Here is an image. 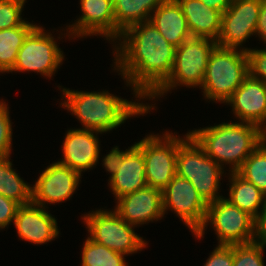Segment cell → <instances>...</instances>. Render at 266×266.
I'll use <instances>...</instances> for the list:
<instances>
[{"label": "cell", "mask_w": 266, "mask_h": 266, "mask_svg": "<svg viewBox=\"0 0 266 266\" xmlns=\"http://www.w3.org/2000/svg\"><path fill=\"white\" fill-rule=\"evenodd\" d=\"M255 35L266 44V0L261 1Z\"/></svg>", "instance_id": "35"}, {"label": "cell", "mask_w": 266, "mask_h": 266, "mask_svg": "<svg viewBox=\"0 0 266 266\" xmlns=\"http://www.w3.org/2000/svg\"><path fill=\"white\" fill-rule=\"evenodd\" d=\"M116 204L114 211L135 227L164 217L162 191L153 187L127 194L117 199Z\"/></svg>", "instance_id": "15"}, {"label": "cell", "mask_w": 266, "mask_h": 266, "mask_svg": "<svg viewBox=\"0 0 266 266\" xmlns=\"http://www.w3.org/2000/svg\"><path fill=\"white\" fill-rule=\"evenodd\" d=\"M210 8H214L221 13H224L231 5L233 0H200Z\"/></svg>", "instance_id": "36"}, {"label": "cell", "mask_w": 266, "mask_h": 266, "mask_svg": "<svg viewBox=\"0 0 266 266\" xmlns=\"http://www.w3.org/2000/svg\"><path fill=\"white\" fill-rule=\"evenodd\" d=\"M217 42L208 38L191 37L175 49V58L169 78L148 98L153 100L176 89L201 87L208 60ZM171 90V91H170Z\"/></svg>", "instance_id": "5"}, {"label": "cell", "mask_w": 266, "mask_h": 266, "mask_svg": "<svg viewBox=\"0 0 266 266\" xmlns=\"http://www.w3.org/2000/svg\"><path fill=\"white\" fill-rule=\"evenodd\" d=\"M116 42L114 71L131 87L136 101H146L169 78L176 47L150 21L128 27Z\"/></svg>", "instance_id": "1"}, {"label": "cell", "mask_w": 266, "mask_h": 266, "mask_svg": "<svg viewBox=\"0 0 266 266\" xmlns=\"http://www.w3.org/2000/svg\"><path fill=\"white\" fill-rule=\"evenodd\" d=\"M81 174L70 167L53 162L40 173L32 187V203L44 208L69 200L81 183Z\"/></svg>", "instance_id": "13"}, {"label": "cell", "mask_w": 266, "mask_h": 266, "mask_svg": "<svg viewBox=\"0 0 266 266\" xmlns=\"http://www.w3.org/2000/svg\"><path fill=\"white\" fill-rule=\"evenodd\" d=\"M164 215L169 210L196 234L204 224L208 204L196 191L191 182L177 174L162 190Z\"/></svg>", "instance_id": "11"}, {"label": "cell", "mask_w": 266, "mask_h": 266, "mask_svg": "<svg viewBox=\"0 0 266 266\" xmlns=\"http://www.w3.org/2000/svg\"><path fill=\"white\" fill-rule=\"evenodd\" d=\"M11 158L0 160V194L20 205L32 202V186L18 175L12 167Z\"/></svg>", "instance_id": "25"}, {"label": "cell", "mask_w": 266, "mask_h": 266, "mask_svg": "<svg viewBox=\"0 0 266 266\" xmlns=\"http://www.w3.org/2000/svg\"><path fill=\"white\" fill-rule=\"evenodd\" d=\"M12 122L8 104L0 101V160L10 157L12 150Z\"/></svg>", "instance_id": "30"}, {"label": "cell", "mask_w": 266, "mask_h": 266, "mask_svg": "<svg viewBox=\"0 0 266 266\" xmlns=\"http://www.w3.org/2000/svg\"><path fill=\"white\" fill-rule=\"evenodd\" d=\"M261 1H232L228 9L222 13L221 32L217 46L246 50L242 44L255 35Z\"/></svg>", "instance_id": "12"}, {"label": "cell", "mask_w": 266, "mask_h": 266, "mask_svg": "<svg viewBox=\"0 0 266 266\" xmlns=\"http://www.w3.org/2000/svg\"><path fill=\"white\" fill-rule=\"evenodd\" d=\"M217 234L218 245L246 244L259 239L258 222L248 213L232 205L225 197L209 203L206 219L201 229L193 234L204 238L208 225Z\"/></svg>", "instance_id": "7"}, {"label": "cell", "mask_w": 266, "mask_h": 266, "mask_svg": "<svg viewBox=\"0 0 266 266\" xmlns=\"http://www.w3.org/2000/svg\"><path fill=\"white\" fill-rule=\"evenodd\" d=\"M190 136L175 132L162 135L149 134L135 144L142 150L145 159L147 186L163 190L176 175L178 147Z\"/></svg>", "instance_id": "9"}, {"label": "cell", "mask_w": 266, "mask_h": 266, "mask_svg": "<svg viewBox=\"0 0 266 266\" xmlns=\"http://www.w3.org/2000/svg\"><path fill=\"white\" fill-rule=\"evenodd\" d=\"M26 0H0V30L22 25L26 20L22 12Z\"/></svg>", "instance_id": "29"}, {"label": "cell", "mask_w": 266, "mask_h": 266, "mask_svg": "<svg viewBox=\"0 0 266 266\" xmlns=\"http://www.w3.org/2000/svg\"><path fill=\"white\" fill-rule=\"evenodd\" d=\"M190 135L223 169L237 172L249 155L266 139V132L248 122H222L189 131Z\"/></svg>", "instance_id": "3"}, {"label": "cell", "mask_w": 266, "mask_h": 266, "mask_svg": "<svg viewBox=\"0 0 266 266\" xmlns=\"http://www.w3.org/2000/svg\"><path fill=\"white\" fill-rule=\"evenodd\" d=\"M81 266H128L125 255L101 245L89 237L82 248Z\"/></svg>", "instance_id": "26"}, {"label": "cell", "mask_w": 266, "mask_h": 266, "mask_svg": "<svg viewBox=\"0 0 266 266\" xmlns=\"http://www.w3.org/2000/svg\"><path fill=\"white\" fill-rule=\"evenodd\" d=\"M98 134L102 133L80 128L68 130L62 145L64 158L57 162L80 174L95 167L101 154Z\"/></svg>", "instance_id": "17"}, {"label": "cell", "mask_w": 266, "mask_h": 266, "mask_svg": "<svg viewBox=\"0 0 266 266\" xmlns=\"http://www.w3.org/2000/svg\"><path fill=\"white\" fill-rule=\"evenodd\" d=\"M20 204L0 194V229H5L14 222Z\"/></svg>", "instance_id": "34"}, {"label": "cell", "mask_w": 266, "mask_h": 266, "mask_svg": "<svg viewBox=\"0 0 266 266\" xmlns=\"http://www.w3.org/2000/svg\"><path fill=\"white\" fill-rule=\"evenodd\" d=\"M248 75L245 49L216 46L209 56L200 89L205 100L225 103Z\"/></svg>", "instance_id": "4"}, {"label": "cell", "mask_w": 266, "mask_h": 266, "mask_svg": "<svg viewBox=\"0 0 266 266\" xmlns=\"http://www.w3.org/2000/svg\"><path fill=\"white\" fill-rule=\"evenodd\" d=\"M241 122L261 127L266 132V84L248 75L225 102Z\"/></svg>", "instance_id": "16"}, {"label": "cell", "mask_w": 266, "mask_h": 266, "mask_svg": "<svg viewBox=\"0 0 266 266\" xmlns=\"http://www.w3.org/2000/svg\"><path fill=\"white\" fill-rule=\"evenodd\" d=\"M60 87L64 99L60 105L80 121V129L107 133L120 127L130 117L145 116L156 107L143 101L123 99L108 90L84 92Z\"/></svg>", "instance_id": "2"}, {"label": "cell", "mask_w": 266, "mask_h": 266, "mask_svg": "<svg viewBox=\"0 0 266 266\" xmlns=\"http://www.w3.org/2000/svg\"><path fill=\"white\" fill-rule=\"evenodd\" d=\"M249 75L266 84V47L264 49L246 48Z\"/></svg>", "instance_id": "31"}, {"label": "cell", "mask_w": 266, "mask_h": 266, "mask_svg": "<svg viewBox=\"0 0 266 266\" xmlns=\"http://www.w3.org/2000/svg\"><path fill=\"white\" fill-rule=\"evenodd\" d=\"M108 184L115 195V201L147 187L145 159L142 150L136 144L126 153L122 165Z\"/></svg>", "instance_id": "19"}, {"label": "cell", "mask_w": 266, "mask_h": 266, "mask_svg": "<svg viewBox=\"0 0 266 266\" xmlns=\"http://www.w3.org/2000/svg\"><path fill=\"white\" fill-rule=\"evenodd\" d=\"M228 175H230L228 178L230 182L229 198L225 197V199L258 222L264 211L266 195L237 172H230Z\"/></svg>", "instance_id": "22"}, {"label": "cell", "mask_w": 266, "mask_h": 266, "mask_svg": "<svg viewBox=\"0 0 266 266\" xmlns=\"http://www.w3.org/2000/svg\"><path fill=\"white\" fill-rule=\"evenodd\" d=\"M37 24L25 21L22 25L0 30V72L9 73L16 62L17 54L27 35Z\"/></svg>", "instance_id": "24"}, {"label": "cell", "mask_w": 266, "mask_h": 266, "mask_svg": "<svg viewBox=\"0 0 266 266\" xmlns=\"http://www.w3.org/2000/svg\"><path fill=\"white\" fill-rule=\"evenodd\" d=\"M80 10L82 15L75 23L67 25L66 33H61V37L68 36L72 40L99 35L111 40L112 44L116 43L113 0H80Z\"/></svg>", "instance_id": "14"}, {"label": "cell", "mask_w": 266, "mask_h": 266, "mask_svg": "<svg viewBox=\"0 0 266 266\" xmlns=\"http://www.w3.org/2000/svg\"><path fill=\"white\" fill-rule=\"evenodd\" d=\"M176 174L189 180L207 204L224 197L218 192L224 169L191 135L178 147Z\"/></svg>", "instance_id": "6"}, {"label": "cell", "mask_w": 266, "mask_h": 266, "mask_svg": "<svg viewBox=\"0 0 266 266\" xmlns=\"http://www.w3.org/2000/svg\"><path fill=\"white\" fill-rule=\"evenodd\" d=\"M135 145V143L128 147V149L119 150V146H115L111 149V151L102 159V166L105 167V170L110 173V177L108 180H110L115 173L118 171L119 167L123 163L124 156L126 153Z\"/></svg>", "instance_id": "33"}, {"label": "cell", "mask_w": 266, "mask_h": 266, "mask_svg": "<svg viewBox=\"0 0 266 266\" xmlns=\"http://www.w3.org/2000/svg\"><path fill=\"white\" fill-rule=\"evenodd\" d=\"M159 33L174 47L191 38L186 18L176 0H165L152 13L149 20Z\"/></svg>", "instance_id": "21"}, {"label": "cell", "mask_w": 266, "mask_h": 266, "mask_svg": "<svg viewBox=\"0 0 266 266\" xmlns=\"http://www.w3.org/2000/svg\"><path fill=\"white\" fill-rule=\"evenodd\" d=\"M55 40L51 32L37 25L25 38L10 72L33 71L51 79L65 57Z\"/></svg>", "instance_id": "10"}, {"label": "cell", "mask_w": 266, "mask_h": 266, "mask_svg": "<svg viewBox=\"0 0 266 266\" xmlns=\"http://www.w3.org/2000/svg\"><path fill=\"white\" fill-rule=\"evenodd\" d=\"M203 266H233V245H217Z\"/></svg>", "instance_id": "32"}, {"label": "cell", "mask_w": 266, "mask_h": 266, "mask_svg": "<svg viewBox=\"0 0 266 266\" xmlns=\"http://www.w3.org/2000/svg\"><path fill=\"white\" fill-rule=\"evenodd\" d=\"M56 220L47 208L31 202L19 206L13 224L21 240L42 245L59 237Z\"/></svg>", "instance_id": "18"}, {"label": "cell", "mask_w": 266, "mask_h": 266, "mask_svg": "<svg viewBox=\"0 0 266 266\" xmlns=\"http://www.w3.org/2000/svg\"><path fill=\"white\" fill-rule=\"evenodd\" d=\"M186 18L192 37L208 38L217 42L221 32L222 13L200 0H176Z\"/></svg>", "instance_id": "20"}, {"label": "cell", "mask_w": 266, "mask_h": 266, "mask_svg": "<svg viewBox=\"0 0 266 266\" xmlns=\"http://www.w3.org/2000/svg\"><path fill=\"white\" fill-rule=\"evenodd\" d=\"M81 218L88 229L89 238L113 251L128 256L148 245L144 238L135 233V226L129 225L114 210L100 208Z\"/></svg>", "instance_id": "8"}, {"label": "cell", "mask_w": 266, "mask_h": 266, "mask_svg": "<svg viewBox=\"0 0 266 266\" xmlns=\"http://www.w3.org/2000/svg\"><path fill=\"white\" fill-rule=\"evenodd\" d=\"M258 237L260 240L266 243V201L263 214L258 221Z\"/></svg>", "instance_id": "37"}, {"label": "cell", "mask_w": 266, "mask_h": 266, "mask_svg": "<svg viewBox=\"0 0 266 266\" xmlns=\"http://www.w3.org/2000/svg\"><path fill=\"white\" fill-rule=\"evenodd\" d=\"M165 0H113L115 41L128 27L150 20L151 13Z\"/></svg>", "instance_id": "23"}, {"label": "cell", "mask_w": 266, "mask_h": 266, "mask_svg": "<svg viewBox=\"0 0 266 266\" xmlns=\"http://www.w3.org/2000/svg\"><path fill=\"white\" fill-rule=\"evenodd\" d=\"M237 173L266 195V139L249 155Z\"/></svg>", "instance_id": "27"}, {"label": "cell", "mask_w": 266, "mask_h": 266, "mask_svg": "<svg viewBox=\"0 0 266 266\" xmlns=\"http://www.w3.org/2000/svg\"><path fill=\"white\" fill-rule=\"evenodd\" d=\"M264 248L266 243L260 239L233 245V266H264Z\"/></svg>", "instance_id": "28"}]
</instances>
